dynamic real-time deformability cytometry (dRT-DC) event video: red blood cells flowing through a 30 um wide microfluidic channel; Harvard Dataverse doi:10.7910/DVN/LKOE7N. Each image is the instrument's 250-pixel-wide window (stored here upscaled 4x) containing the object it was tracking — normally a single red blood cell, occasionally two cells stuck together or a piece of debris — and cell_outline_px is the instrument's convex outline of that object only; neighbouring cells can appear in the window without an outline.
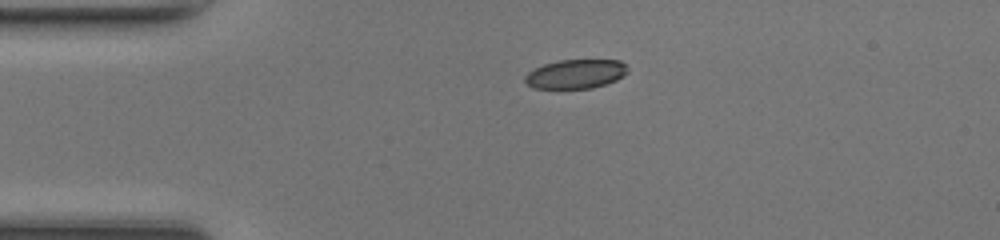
{"species": "common noctule bat (a hibernating species)", "species_latin": "Nyctalus noctula", "temperature_condition": "room temperature", "stored_images_in_passage": 38, "camera_frame_rate_fps": 3000, "um_per_image_px": 0.085, "animal": {"sex": "female", "body_mass_g": 17.0, "forearm_length_mm": 48.0}, "frame": {"image": 1, "passage_image": 1, "time_ms": 0.0, "image_size_px": [1000, 240], "cell_outline_px": [[628, 72], [624, 76], [616, 80], [592, 88], [532, 88], [524, 80], [524, 76], [528, 72], [544, 64], [560, 60], [620, 60], [628, 68]], "centroid_in_image_um": [48.94, 6.28], "position_along_channel_um": 36.1, "area_um2": 17.34}}
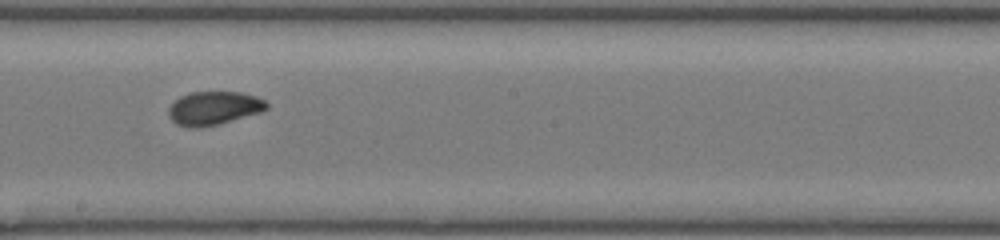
{"frame": {"image": 2, "passage_image": 17, "time_ms": 5.333, "image_size_px": [1000, 240], "cell_outline_px": [[268, 108], [260, 112], [216, 124], [200, 128], [188, 128], [176, 124], [168, 116], [168, 108], [180, 96], [192, 92], [240, 92], [256, 96], [264, 100], [268, 104]], "centroid_in_image_um": [18.14, 9.19], "position_along_channel_um": 230.1, "area_um2": 19.02}}
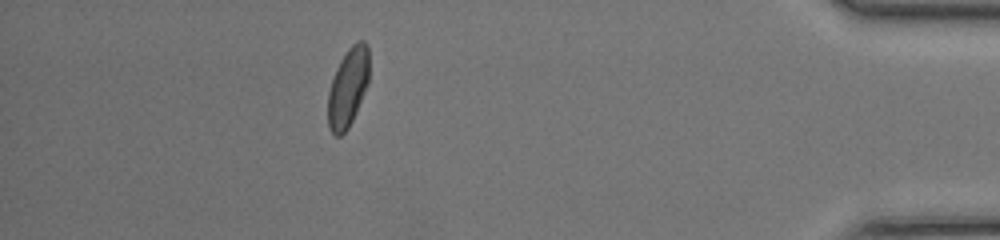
{"frame": {"image": 3, "passage_image": 33, "time_ms": 10.667, "image_size_px": [1000, 240], "cell_outline_px": [[368, 84], [356, 112], [348, 128], [340, 136], [336, 136], [328, 128], [328, 92], [336, 68], [340, 60], [348, 48], [356, 40], [364, 40], [368, 44]], "centroid_in_image_um": [29.57, 7.41], "position_along_channel_um": 405.6, "area_um2": 18.96}, "authors_computed_cell_mechanics": {"area_um2": 19.1318, "velocity_mm_per_s": 4.3098, "shape_relaxation_time_tau1_ms": 4.4706, "shape_relaxation_time_tau2_ms": 1.0111, "deformation_change_tau1": 0.1618, "deformation_change_tau2": 0.0427}}